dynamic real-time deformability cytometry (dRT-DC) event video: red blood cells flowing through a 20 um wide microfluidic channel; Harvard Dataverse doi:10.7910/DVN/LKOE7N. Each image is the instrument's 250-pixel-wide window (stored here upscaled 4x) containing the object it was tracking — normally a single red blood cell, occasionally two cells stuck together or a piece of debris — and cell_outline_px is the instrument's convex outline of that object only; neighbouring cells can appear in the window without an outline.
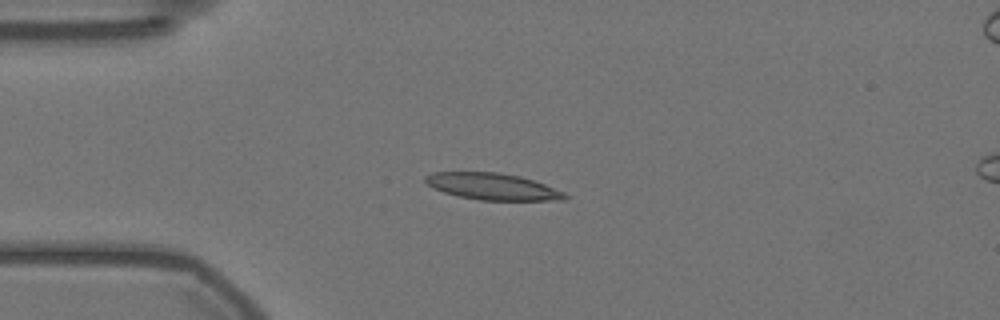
{"species": "Egyptian fruit bat (a non-hibernating species)", "species_latin": "Rousettus aegyptiacus", "temperature_condition": "warm", "stored_images_in_passage": 54, "camera_frame_rate_fps": 3000, "um_per_image_px": 0.085, "animal": {"sex": "female"}, "frame": {"image": 1, "passage_image": 11, "time_ms": 3.333, "image_size_px": [1000, 320], "cell_outline_px": [[568, 196], [564, 200], [480, 200], [460, 196], [444, 192], [428, 184], [424, 180], [424, 176], [432, 172], [500, 172], [520, 176], [544, 184], [564, 192]], "centroid_in_image_um": [41.87, 15.84], "position_along_channel_um": 43.1, "area_um2": 21.44}}
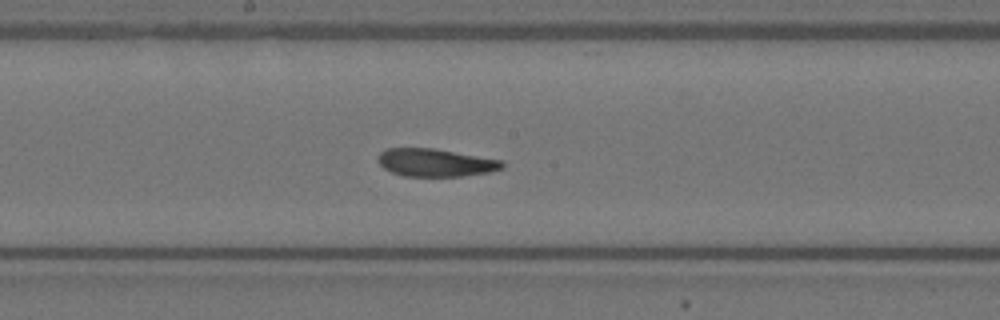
{"frame": {"image": 2, "passage_image": 27, "time_ms": 8.667, "image_size_px": [1000, 320], "cell_outline_px": [[504, 168], [488, 172], [460, 176], [404, 176], [392, 172], [384, 168], [376, 160], [380, 152], [388, 148], [432, 148], [504, 160]], "centroid_in_image_um": [37.01, 13.82], "position_along_channel_um": 211.2, "area_um2": 20.11}}
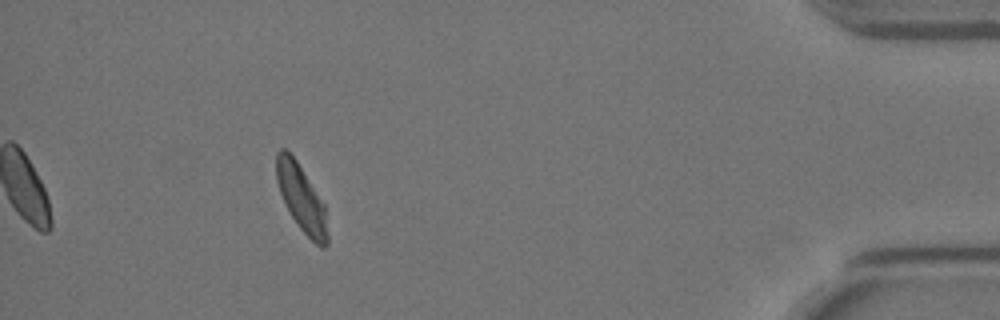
{"frame": {"image": 3, "passage_image": 49, "time_ms": 16.0, "image_size_px": [1000, 320], "cell_outline_px": [[328, 244], [324, 248], [320, 248], [300, 228], [292, 216], [280, 192], [276, 180], [276, 152], [280, 148], [284, 148], [296, 160], [324, 204], [328, 232]], "centroid_in_image_um": [25.62, 16.86], "position_along_channel_um": 409.6, "area_um2": 19.48}, "authors_computed_cell_mechanics": {"area_um2": 21.1548, "velocity_mm_per_s": 3.5075, "shape_relaxation_time_tau1_ms": null, "shape_relaxation_time_tau2_ms": 2.5593, "deformation_change_tau1": null, "deformation_change_tau2": 0.0826}}